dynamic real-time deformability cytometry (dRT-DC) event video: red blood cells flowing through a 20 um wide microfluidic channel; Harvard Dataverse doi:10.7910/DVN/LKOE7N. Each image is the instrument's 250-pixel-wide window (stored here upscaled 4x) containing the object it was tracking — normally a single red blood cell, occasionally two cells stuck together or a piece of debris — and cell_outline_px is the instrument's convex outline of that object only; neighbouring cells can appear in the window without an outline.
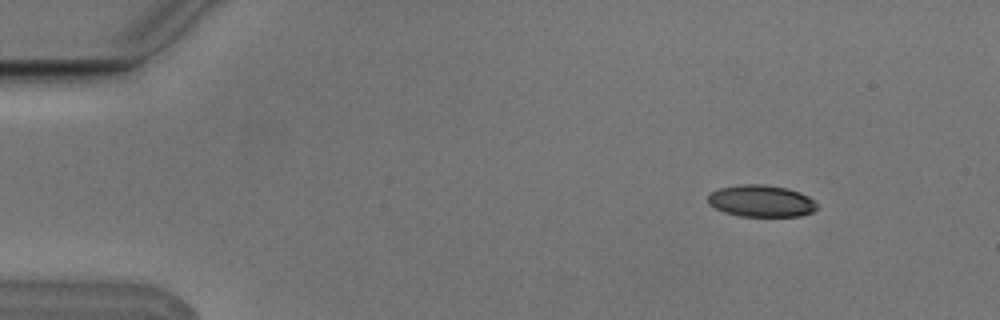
{"species": "Egyptian fruit bat (a non-hibernating species)", "species_latin": "Rousettus aegyptiacus", "temperature_condition": "cold", "stored_images_in_passage": 3, "camera_frame_rate_fps": 3000, "um_per_image_px": 0.085, "animal": {"sex": "male"}, "frame": {"image": 1, "passage_image": 1, "time_ms": 0.0, "image_size_px": [1000, 320], "cell_outline_px": [[816, 208], [812, 212], [800, 216], [740, 216], [724, 212], [708, 204], [708, 196], [712, 192], [720, 188], [744, 184], [764, 184], [788, 188], [800, 192], [808, 196], [816, 204]], "centroid_in_image_um": [64.7, 17.08], "position_along_channel_um": 20.3, "area_um2": 20.11}}